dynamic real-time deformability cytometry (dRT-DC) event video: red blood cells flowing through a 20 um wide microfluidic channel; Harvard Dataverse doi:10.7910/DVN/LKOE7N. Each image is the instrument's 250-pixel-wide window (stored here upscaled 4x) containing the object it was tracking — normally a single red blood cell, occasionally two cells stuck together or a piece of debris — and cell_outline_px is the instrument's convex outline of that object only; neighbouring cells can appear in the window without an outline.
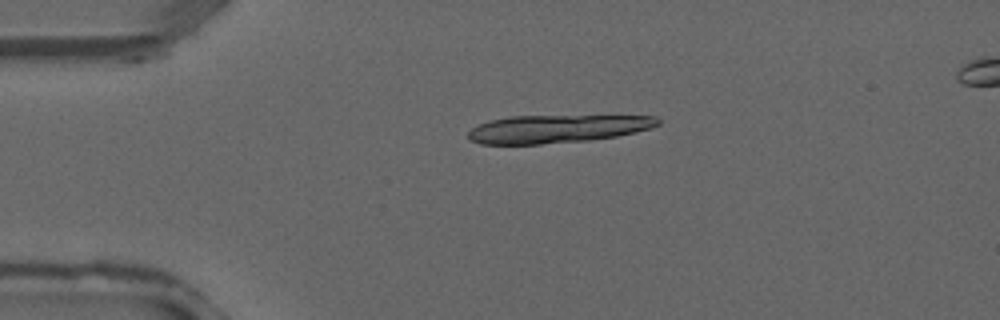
{"species": "common noctule bat (a hibernating species)", "species_latin": "Nyctalus noctula", "temperature_condition": "warm", "stored_images_in_passage": 11, "camera_frame_rate_fps": 3000, "um_per_image_px": 0.085, "animal": {"sex": "male", "forearm_length_mm": 52.5}, "frame": {"image": 1, "passage_image": 7, "time_ms": 2.0, "image_size_px": [1000, 320], "cell_outline_px": [[660, 124], [652, 128], [636, 132], [616, 136], [588, 140], [540, 144], [480, 144], [468, 140], [468, 132], [472, 128], [480, 124], [492, 120], [508, 116], [656, 116], [660, 120]], "centroid_in_image_um": [47.35, 10.95], "position_along_channel_um": 37.6, "area_um2": 30.87}}